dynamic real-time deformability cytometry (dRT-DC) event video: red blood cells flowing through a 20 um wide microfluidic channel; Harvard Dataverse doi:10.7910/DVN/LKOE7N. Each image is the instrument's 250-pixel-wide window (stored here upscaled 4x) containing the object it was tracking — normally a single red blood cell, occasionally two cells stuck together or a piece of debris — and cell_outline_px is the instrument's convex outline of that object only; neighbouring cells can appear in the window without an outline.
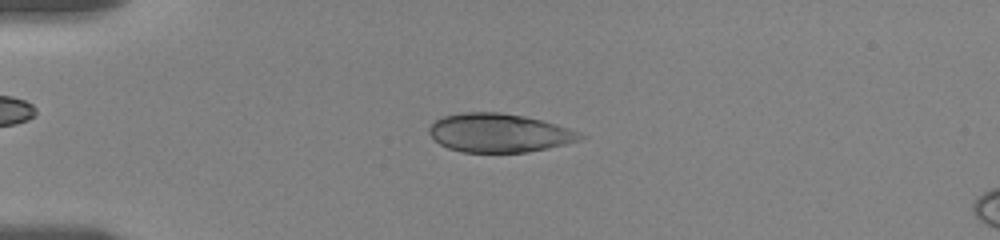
{"species": "human", "species_latin": "Homo sapiens", "temperature_condition": "room temperature", "stored_images_in_passage": 19, "camera_frame_rate_fps": 3000, "um_per_image_px": 0.085, "donor": {"sex": "female"}, "frame": {"image": 1, "passage_image": 9, "time_ms": 4.333, "image_size_px": [1000, 240], "cell_outline_px": [[588, 136], [564, 144], [548, 148], [528, 152], [464, 152], [448, 148], [440, 144], [428, 132], [428, 128], [436, 120], [444, 116], [460, 112], [500, 112], [524, 116], [556, 124], [580, 132]], "centroid_in_image_um": [42.42, 11.29], "position_along_channel_um": 42.6, "area_um2": 33.87}}
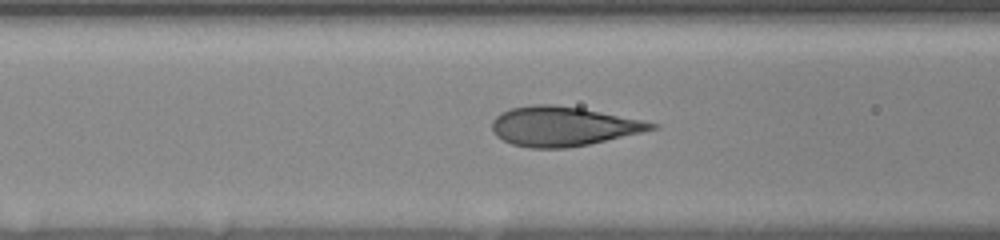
{"frame": {"image": 2, "passage_image": 16, "time_ms": 7.333, "image_size_px": [1000, 240], "cell_outline_px": [[660, 128], [588, 144], [564, 148], [528, 148], [512, 144], [496, 136], [492, 128], [492, 120], [500, 112], [512, 108], [532, 104], [552, 104], [580, 108], [660, 124]], "centroid_in_image_um": [47.82, 10.74], "position_along_channel_um": 118.8, "area_um2": 36.36}}
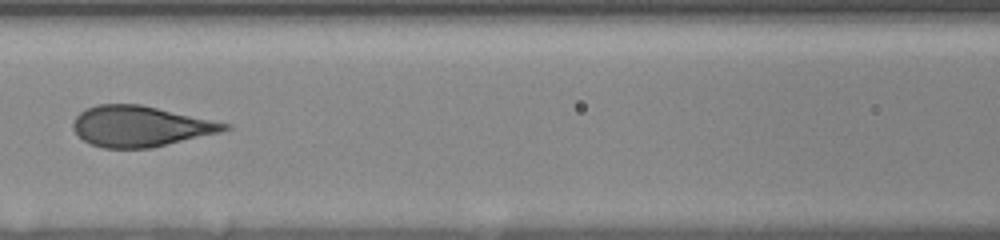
{"frame": {"image": 3, "passage_image": 18, "time_ms": 8.333, "image_size_px": [1000, 240], "cell_outline_px": [[232, 128], [220, 132], [152, 148], [104, 148], [92, 144], [84, 140], [72, 128], [72, 124], [76, 116], [84, 108], [96, 104], [140, 104], [232, 124]], "centroid_in_image_um": [11.93, 10.73], "position_along_channel_um": 154.7, "area_um2": 35.89}}